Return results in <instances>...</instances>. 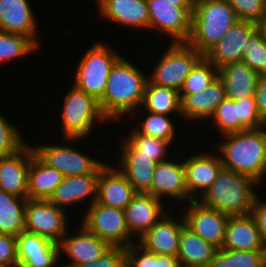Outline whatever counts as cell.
I'll return each instance as SVG.
<instances>
[{"mask_svg":"<svg viewBox=\"0 0 266 267\" xmlns=\"http://www.w3.org/2000/svg\"><path fill=\"white\" fill-rule=\"evenodd\" d=\"M244 50L242 61L259 75L266 73V43L258 30L248 38Z\"/></svg>","mask_w":266,"mask_h":267,"instance_id":"39","label":"cell"},{"mask_svg":"<svg viewBox=\"0 0 266 267\" xmlns=\"http://www.w3.org/2000/svg\"><path fill=\"white\" fill-rule=\"evenodd\" d=\"M138 250H140V254ZM126 267H157V254L132 243L129 247H126Z\"/></svg>","mask_w":266,"mask_h":267,"instance_id":"44","label":"cell"},{"mask_svg":"<svg viewBox=\"0 0 266 267\" xmlns=\"http://www.w3.org/2000/svg\"><path fill=\"white\" fill-rule=\"evenodd\" d=\"M184 166L188 195L194 201L197 200L195 197L198 196L199 191L202 196L212 186L218 173L223 168L220 156L204 153L189 157L184 161Z\"/></svg>","mask_w":266,"mask_h":267,"instance_id":"21","label":"cell"},{"mask_svg":"<svg viewBox=\"0 0 266 267\" xmlns=\"http://www.w3.org/2000/svg\"><path fill=\"white\" fill-rule=\"evenodd\" d=\"M239 20L227 0H196L186 43L205 56Z\"/></svg>","mask_w":266,"mask_h":267,"instance_id":"4","label":"cell"},{"mask_svg":"<svg viewBox=\"0 0 266 267\" xmlns=\"http://www.w3.org/2000/svg\"><path fill=\"white\" fill-rule=\"evenodd\" d=\"M251 215L256 221L263 242L266 243V203H261L257 198Z\"/></svg>","mask_w":266,"mask_h":267,"instance_id":"46","label":"cell"},{"mask_svg":"<svg viewBox=\"0 0 266 267\" xmlns=\"http://www.w3.org/2000/svg\"><path fill=\"white\" fill-rule=\"evenodd\" d=\"M175 6L186 7L191 13L194 11L196 0H168Z\"/></svg>","mask_w":266,"mask_h":267,"instance_id":"49","label":"cell"},{"mask_svg":"<svg viewBox=\"0 0 266 267\" xmlns=\"http://www.w3.org/2000/svg\"><path fill=\"white\" fill-rule=\"evenodd\" d=\"M0 265L18 266L15 236L0 233Z\"/></svg>","mask_w":266,"mask_h":267,"instance_id":"45","label":"cell"},{"mask_svg":"<svg viewBox=\"0 0 266 267\" xmlns=\"http://www.w3.org/2000/svg\"><path fill=\"white\" fill-rule=\"evenodd\" d=\"M222 135L248 130L239 120L235 101L225 98L211 117Z\"/></svg>","mask_w":266,"mask_h":267,"instance_id":"37","label":"cell"},{"mask_svg":"<svg viewBox=\"0 0 266 267\" xmlns=\"http://www.w3.org/2000/svg\"><path fill=\"white\" fill-rule=\"evenodd\" d=\"M33 151L45 165L56 169L64 176L100 173L106 165L69 146L44 145L34 147Z\"/></svg>","mask_w":266,"mask_h":267,"instance_id":"10","label":"cell"},{"mask_svg":"<svg viewBox=\"0 0 266 267\" xmlns=\"http://www.w3.org/2000/svg\"><path fill=\"white\" fill-rule=\"evenodd\" d=\"M168 47L148 80L180 91L186 77L203 55L186 42H172Z\"/></svg>","mask_w":266,"mask_h":267,"instance_id":"7","label":"cell"},{"mask_svg":"<svg viewBox=\"0 0 266 267\" xmlns=\"http://www.w3.org/2000/svg\"><path fill=\"white\" fill-rule=\"evenodd\" d=\"M218 78V68L203 56L192 68L180 89L181 100L188 94L206 89Z\"/></svg>","mask_w":266,"mask_h":267,"instance_id":"33","label":"cell"},{"mask_svg":"<svg viewBox=\"0 0 266 267\" xmlns=\"http://www.w3.org/2000/svg\"><path fill=\"white\" fill-rule=\"evenodd\" d=\"M181 222H176L166 212L157 223L138 238V244L149 252L177 257L180 233L185 225L184 219Z\"/></svg>","mask_w":266,"mask_h":267,"instance_id":"15","label":"cell"},{"mask_svg":"<svg viewBox=\"0 0 266 267\" xmlns=\"http://www.w3.org/2000/svg\"><path fill=\"white\" fill-rule=\"evenodd\" d=\"M64 177L56 169L45 165L33 151L28 170L27 199L48 200Z\"/></svg>","mask_w":266,"mask_h":267,"instance_id":"30","label":"cell"},{"mask_svg":"<svg viewBox=\"0 0 266 267\" xmlns=\"http://www.w3.org/2000/svg\"><path fill=\"white\" fill-rule=\"evenodd\" d=\"M260 253H261L262 267H266V243H264L263 247L260 250Z\"/></svg>","mask_w":266,"mask_h":267,"instance_id":"51","label":"cell"},{"mask_svg":"<svg viewBox=\"0 0 266 267\" xmlns=\"http://www.w3.org/2000/svg\"><path fill=\"white\" fill-rule=\"evenodd\" d=\"M157 267H181V265L177 257L157 254Z\"/></svg>","mask_w":266,"mask_h":267,"instance_id":"48","label":"cell"},{"mask_svg":"<svg viewBox=\"0 0 266 267\" xmlns=\"http://www.w3.org/2000/svg\"><path fill=\"white\" fill-rule=\"evenodd\" d=\"M61 117L62 133L69 140L85 138L93 130L94 122L108 120L100 109L99 101L74 84L64 97Z\"/></svg>","mask_w":266,"mask_h":267,"instance_id":"5","label":"cell"},{"mask_svg":"<svg viewBox=\"0 0 266 267\" xmlns=\"http://www.w3.org/2000/svg\"><path fill=\"white\" fill-rule=\"evenodd\" d=\"M168 117L164 114H156L149 112L141 122L140 129H135L139 134L157 137L166 141L173 142L175 135V127Z\"/></svg>","mask_w":266,"mask_h":267,"instance_id":"38","label":"cell"},{"mask_svg":"<svg viewBox=\"0 0 266 267\" xmlns=\"http://www.w3.org/2000/svg\"><path fill=\"white\" fill-rule=\"evenodd\" d=\"M209 267H262L260 250L219 249Z\"/></svg>","mask_w":266,"mask_h":267,"instance_id":"35","label":"cell"},{"mask_svg":"<svg viewBox=\"0 0 266 267\" xmlns=\"http://www.w3.org/2000/svg\"><path fill=\"white\" fill-rule=\"evenodd\" d=\"M240 20L257 24L266 16V0H227Z\"/></svg>","mask_w":266,"mask_h":267,"instance_id":"42","label":"cell"},{"mask_svg":"<svg viewBox=\"0 0 266 267\" xmlns=\"http://www.w3.org/2000/svg\"><path fill=\"white\" fill-rule=\"evenodd\" d=\"M149 29L166 32L174 42H186L191 33V12L168 0H147Z\"/></svg>","mask_w":266,"mask_h":267,"instance_id":"11","label":"cell"},{"mask_svg":"<svg viewBox=\"0 0 266 267\" xmlns=\"http://www.w3.org/2000/svg\"><path fill=\"white\" fill-rule=\"evenodd\" d=\"M151 195L159 200L170 196L181 201H193L187 191L184 161L176 163L165 160L157 163L151 183Z\"/></svg>","mask_w":266,"mask_h":267,"instance_id":"18","label":"cell"},{"mask_svg":"<svg viewBox=\"0 0 266 267\" xmlns=\"http://www.w3.org/2000/svg\"><path fill=\"white\" fill-rule=\"evenodd\" d=\"M66 215L63 208L44 199H28L25 208V231L59 244L66 236Z\"/></svg>","mask_w":266,"mask_h":267,"instance_id":"9","label":"cell"},{"mask_svg":"<svg viewBox=\"0 0 266 267\" xmlns=\"http://www.w3.org/2000/svg\"><path fill=\"white\" fill-rule=\"evenodd\" d=\"M218 250L185 225L182 227L177 254L181 267H209Z\"/></svg>","mask_w":266,"mask_h":267,"instance_id":"29","label":"cell"},{"mask_svg":"<svg viewBox=\"0 0 266 267\" xmlns=\"http://www.w3.org/2000/svg\"><path fill=\"white\" fill-rule=\"evenodd\" d=\"M37 47L29 37L0 31V63L31 54Z\"/></svg>","mask_w":266,"mask_h":267,"instance_id":"34","label":"cell"},{"mask_svg":"<svg viewBox=\"0 0 266 267\" xmlns=\"http://www.w3.org/2000/svg\"><path fill=\"white\" fill-rule=\"evenodd\" d=\"M31 9L27 0H0V31L29 37L38 45Z\"/></svg>","mask_w":266,"mask_h":267,"instance_id":"23","label":"cell"},{"mask_svg":"<svg viewBox=\"0 0 266 267\" xmlns=\"http://www.w3.org/2000/svg\"><path fill=\"white\" fill-rule=\"evenodd\" d=\"M218 77L224 85L227 98L254 97L259 74L245 62L237 61L220 67Z\"/></svg>","mask_w":266,"mask_h":267,"instance_id":"26","label":"cell"},{"mask_svg":"<svg viewBox=\"0 0 266 267\" xmlns=\"http://www.w3.org/2000/svg\"><path fill=\"white\" fill-rule=\"evenodd\" d=\"M147 80L138 67L121 56L112 66L104 95L99 100L104 116L117 120L138 109L143 102Z\"/></svg>","mask_w":266,"mask_h":267,"instance_id":"1","label":"cell"},{"mask_svg":"<svg viewBox=\"0 0 266 267\" xmlns=\"http://www.w3.org/2000/svg\"><path fill=\"white\" fill-rule=\"evenodd\" d=\"M264 242L254 217L250 215L230 216L221 249L261 250Z\"/></svg>","mask_w":266,"mask_h":267,"instance_id":"24","label":"cell"},{"mask_svg":"<svg viewBox=\"0 0 266 267\" xmlns=\"http://www.w3.org/2000/svg\"><path fill=\"white\" fill-rule=\"evenodd\" d=\"M99 175L100 173H90L85 175L65 176L48 200L64 209L66 205H72L77 202H82L87 197H93L90 202L91 205L96 201Z\"/></svg>","mask_w":266,"mask_h":267,"instance_id":"27","label":"cell"},{"mask_svg":"<svg viewBox=\"0 0 266 267\" xmlns=\"http://www.w3.org/2000/svg\"><path fill=\"white\" fill-rule=\"evenodd\" d=\"M59 251L71 259L72 263L62 265L61 267H75L81 264L91 263L101 257L111 245L97 235L89 232L82 224L80 234L72 237H63L60 241Z\"/></svg>","mask_w":266,"mask_h":267,"instance_id":"19","label":"cell"},{"mask_svg":"<svg viewBox=\"0 0 266 267\" xmlns=\"http://www.w3.org/2000/svg\"><path fill=\"white\" fill-rule=\"evenodd\" d=\"M27 198L0 190V233L17 236L25 231Z\"/></svg>","mask_w":266,"mask_h":267,"instance_id":"31","label":"cell"},{"mask_svg":"<svg viewBox=\"0 0 266 267\" xmlns=\"http://www.w3.org/2000/svg\"><path fill=\"white\" fill-rule=\"evenodd\" d=\"M83 217L82 225L111 246L129 247L134 241L127 229L124 210L95 201Z\"/></svg>","mask_w":266,"mask_h":267,"instance_id":"8","label":"cell"},{"mask_svg":"<svg viewBox=\"0 0 266 267\" xmlns=\"http://www.w3.org/2000/svg\"><path fill=\"white\" fill-rule=\"evenodd\" d=\"M189 203L190 207L187 208L185 215L182 216L185 226L208 243L221 249L230 216L218 210L205 207L198 200H193Z\"/></svg>","mask_w":266,"mask_h":267,"instance_id":"12","label":"cell"},{"mask_svg":"<svg viewBox=\"0 0 266 267\" xmlns=\"http://www.w3.org/2000/svg\"><path fill=\"white\" fill-rule=\"evenodd\" d=\"M248 129L223 135L218 144L223 168L246 175L257 182L266 173V129Z\"/></svg>","mask_w":266,"mask_h":267,"instance_id":"2","label":"cell"},{"mask_svg":"<svg viewBox=\"0 0 266 267\" xmlns=\"http://www.w3.org/2000/svg\"><path fill=\"white\" fill-rule=\"evenodd\" d=\"M75 267H126V247L111 246L97 260Z\"/></svg>","mask_w":266,"mask_h":267,"instance_id":"43","label":"cell"},{"mask_svg":"<svg viewBox=\"0 0 266 267\" xmlns=\"http://www.w3.org/2000/svg\"><path fill=\"white\" fill-rule=\"evenodd\" d=\"M256 25H257V30L261 33V36L266 43V16Z\"/></svg>","mask_w":266,"mask_h":267,"instance_id":"50","label":"cell"},{"mask_svg":"<svg viewBox=\"0 0 266 267\" xmlns=\"http://www.w3.org/2000/svg\"><path fill=\"white\" fill-rule=\"evenodd\" d=\"M148 112L168 115L182 114L180 92L169 87L160 86L147 80L142 105Z\"/></svg>","mask_w":266,"mask_h":267,"instance_id":"32","label":"cell"},{"mask_svg":"<svg viewBox=\"0 0 266 267\" xmlns=\"http://www.w3.org/2000/svg\"><path fill=\"white\" fill-rule=\"evenodd\" d=\"M126 141L137 151L139 156L151 157L156 163L165 161L169 141L139 134L133 129Z\"/></svg>","mask_w":266,"mask_h":267,"instance_id":"36","label":"cell"},{"mask_svg":"<svg viewBox=\"0 0 266 267\" xmlns=\"http://www.w3.org/2000/svg\"><path fill=\"white\" fill-rule=\"evenodd\" d=\"M234 101L237 106L238 120L247 129L266 127V121L261 117L254 97H244Z\"/></svg>","mask_w":266,"mask_h":267,"instance_id":"41","label":"cell"},{"mask_svg":"<svg viewBox=\"0 0 266 267\" xmlns=\"http://www.w3.org/2000/svg\"><path fill=\"white\" fill-rule=\"evenodd\" d=\"M252 178L222 168L200 203L228 216L250 215L257 199Z\"/></svg>","mask_w":266,"mask_h":267,"instance_id":"3","label":"cell"},{"mask_svg":"<svg viewBox=\"0 0 266 267\" xmlns=\"http://www.w3.org/2000/svg\"><path fill=\"white\" fill-rule=\"evenodd\" d=\"M16 238L18 267H56L60 259L58 244L26 231Z\"/></svg>","mask_w":266,"mask_h":267,"instance_id":"14","label":"cell"},{"mask_svg":"<svg viewBox=\"0 0 266 267\" xmlns=\"http://www.w3.org/2000/svg\"><path fill=\"white\" fill-rule=\"evenodd\" d=\"M256 30L257 25L253 22L237 21L205 57L218 69L226 64L242 61L248 38Z\"/></svg>","mask_w":266,"mask_h":267,"instance_id":"13","label":"cell"},{"mask_svg":"<svg viewBox=\"0 0 266 267\" xmlns=\"http://www.w3.org/2000/svg\"><path fill=\"white\" fill-rule=\"evenodd\" d=\"M101 43H94L83 55L79 61L73 83L98 101L104 95L112 66L121 57L120 54Z\"/></svg>","mask_w":266,"mask_h":267,"instance_id":"6","label":"cell"},{"mask_svg":"<svg viewBox=\"0 0 266 267\" xmlns=\"http://www.w3.org/2000/svg\"><path fill=\"white\" fill-rule=\"evenodd\" d=\"M161 200L150 193L137 192L124 209L129 233L141 237L166 213Z\"/></svg>","mask_w":266,"mask_h":267,"instance_id":"17","label":"cell"},{"mask_svg":"<svg viewBox=\"0 0 266 267\" xmlns=\"http://www.w3.org/2000/svg\"><path fill=\"white\" fill-rule=\"evenodd\" d=\"M0 267H18V266H5V265H0Z\"/></svg>","mask_w":266,"mask_h":267,"instance_id":"52","label":"cell"},{"mask_svg":"<svg viewBox=\"0 0 266 267\" xmlns=\"http://www.w3.org/2000/svg\"><path fill=\"white\" fill-rule=\"evenodd\" d=\"M120 171L126 176L136 192L150 193L154 170L157 163L146 156H139L126 140L123 142Z\"/></svg>","mask_w":266,"mask_h":267,"instance_id":"22","label":"cell"},{"mask_svg":"<svg viewBox=\"0 0 266 267\" xmlns=\"http://www.w3.org/2000/svg\"><path fill=\"white\" fill-rule=\"evenodd\" d=\"M33 147L27 145L15 155L0 157V190L27 198L28 170Z\"/></svg>","mask_w":266,"mask_h":267,"instance_id":"20","label":"cell"},{"mask_svg":"<svg viewBox=\"0 0 266 267\" xmlns=\"http://www.w3.org/2000/svg\"><path fill=\"white\" fill-rule=\"evenodd\" d=\"M226 98L225 88L218 77L206 89L188 94L182 99V118L188 120L207 119L214 115L217 107Z\"/></svg>","mask_w":266,"mask_h":267,"instance_id":"28","label":"cell"},{"mask_svg":"<svg viewBox=\"0 0 266 267\" xmlns=\"http://www.w3.org/2000/svg\"><path fill=\"white\" fill-rule=\"evenodd\" d=\"M254 98L261 117L266 121V73L259 75Z\"/></svg>","mask_w":266,"mask_h":267,"instance_id":"47","label":"cell"},{"mask_svg":"<svg viewBox=\"0 0 266 267\" xmlns=\"http://www.w3.org/2000/svg\"><path fill=\"white\" fill-rule=\"evenodd\" d=\"M136 193L134 187L119 168L117 170L106 164L100 170L96 202L124 210Z\"/></svg>","mask_w":266,"mask_h":267,"instance_id":"16","label":"cell"},{"mask_svg":"<svg viewBox=\"0 0 266 267\" xmlns=\"http://www.w3.org/2000/svg\"><path fill=\"white\" fill-rule=\"evenodd\" d=\"M105 18L130 27L149 29L147 0H97Z\"/></svg>","mask_w":266,"mask_h":267,"instance_id":"25","label":"cell"},{"mask_svg":"<svg viewBox=\"0 0 266 267\" xmlns=\"http://www.w3.org/2000/svg\"><path fill=\"white\" fill-rule=\"evenodd\" d=\"M18 128L0 115V157L15 155L26 145Z\"/></svg>","mask_w":266,"mask_h":267,"instance_id":"40","label":"cell"}]
</instances>
